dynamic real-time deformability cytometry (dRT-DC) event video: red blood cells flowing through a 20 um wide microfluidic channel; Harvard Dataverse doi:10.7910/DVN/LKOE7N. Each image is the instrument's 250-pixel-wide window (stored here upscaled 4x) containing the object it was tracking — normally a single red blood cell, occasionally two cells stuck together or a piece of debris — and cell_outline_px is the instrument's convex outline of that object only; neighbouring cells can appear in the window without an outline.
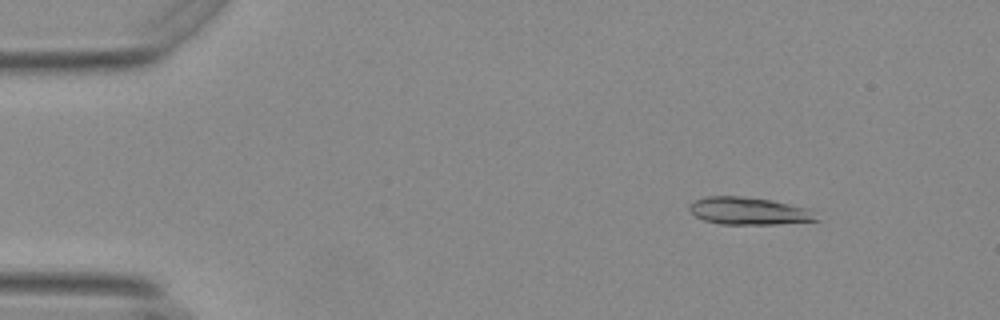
{"species": "Egyptian fruit bat (a non-hibernating species)", "species_latin": "Rousettus aegyptiacus", "temperature_condition": "warm", "stored_images_in_passage": 56, "segment_of_instrument_passage": [1, 2], "camera_frame_rate_fps": 3000, "um_per_image_px": 0.085, "animal": {"sex": "female"}, "frame": {"image": 1, "passage_image": 7, "time_ms": 2.0, "image_size_px": [1000, 320], "cell_outline_px": [[820, 220], [776, 224], [720, 224], [704, 220], [696, 216], [688, 208], [696, 200], [704, 196], [740, 196], [772, 200], [808, 208]], "centroid_in_image_um": [63.65, 17.93], "position_along_channel_um": 21.3, "area_um2": 20.11}}
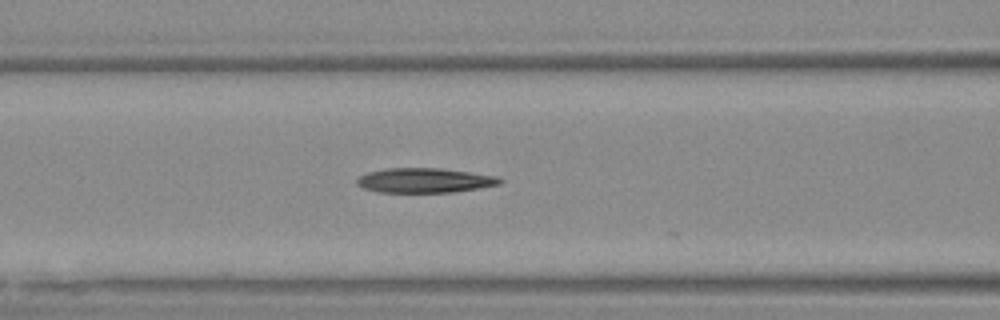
{"frame": {"image": 2, "passage_image": 23, "time_ms": 7.333, "image_size_px": [1000, 320], "cell_outline_px": [[504, 180], [500, 184], [452, 192], [376, 192], [364, 188], [356, 184], [356, 180], [360, 176], [368, 172], [384, 168], [440, 168], [500, 176]], "centroid_in_image_um": [36.09, 15.32], "position_along_channel_um": 130.5, "area_um2": 20.58}}
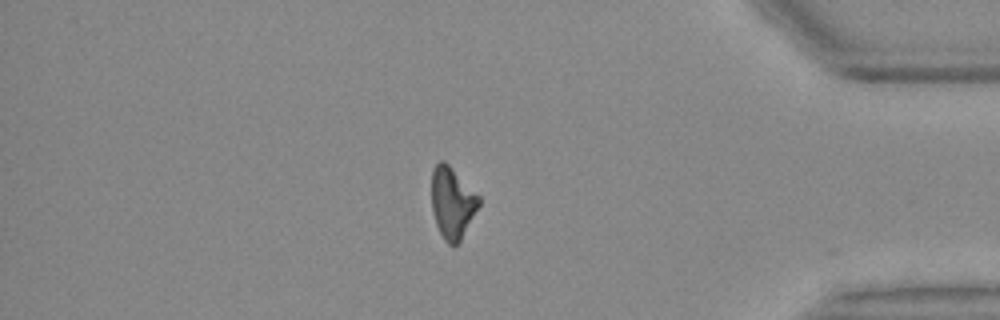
{"frame": {"image": 3, "passage_image": 47, "time_ms": 15.333, "image_size_px": [1000, 320], "cell_outline_px": [[480, 204], [460, 240], [452, 248], [444, 240], [436, 224], [432, 208], [432, 168], [440, 160], [444, 160], [480, 196]], "centroid_in_image_um": [38.43, 17.22], "position_along_channel_um": 396.8, "area_um2": 19.54}}